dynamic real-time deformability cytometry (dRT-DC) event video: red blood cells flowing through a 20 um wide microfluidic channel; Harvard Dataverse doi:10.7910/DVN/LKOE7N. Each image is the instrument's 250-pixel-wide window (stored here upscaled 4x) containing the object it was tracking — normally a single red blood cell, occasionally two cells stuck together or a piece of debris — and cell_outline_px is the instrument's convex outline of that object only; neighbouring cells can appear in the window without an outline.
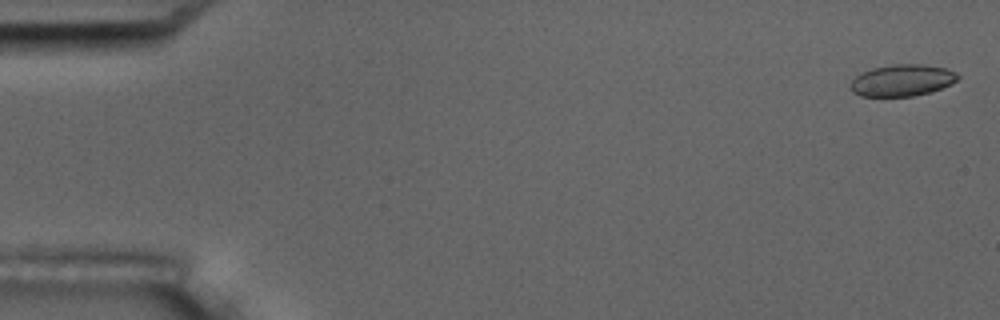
{"species": "common noctule bat (a hibernating species)", "species_latin": "Nyctalus noctula", "temperature_condition": "room temperature", "stored_images_in_passage": 8, "camera_frame_rate_fps": 3000, "um_per_image_px": 0.085, "animal": {"sex": "male", "body_mass_g": 17.5, "forearm_length_mm": 52.3}, "frame": {"image": 1, "passage_image": 1, "time_ms": 0.0, "image_size_px": [1000, 320], "cell_outline_px": [[960, 76], [956, 80], [932, 92], [912, 96], [860, 96], [852, 92], [852, 80], [856, 76], [872, 68], [892, 64], [920, 64], [944, 68], [956, 72]], "centroid_in_image_um": [76.68, 6.83], "position_along_channel_um": 8.3, "area_um2": 19.54}}
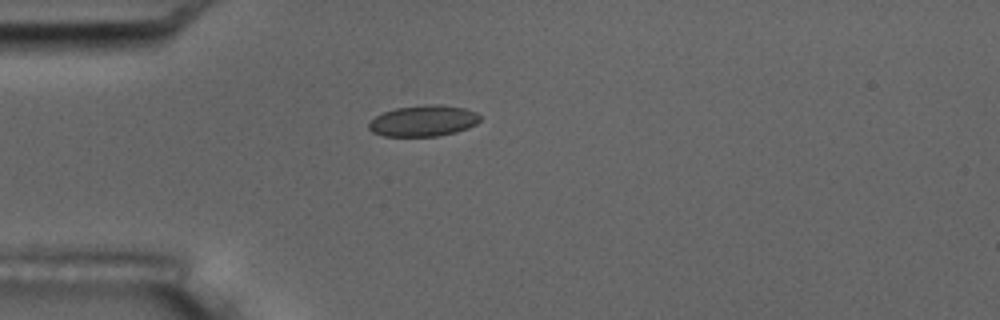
{"frame": {"image": 2, "passage_image": 5, "time_ms": 4.667, "image_size_px": [1000, 320], "cell_outline_px": [[480, 120], [476, 124], [468, 128], [456, 132], [436, 136], [384, 136], [372, 132], [368, 128], [368, 124], [376, 116], [384, 112], [396, 108], [424, 104], [440, 104], [464, 108], [476, 112], [480, 116]], "centroid_in_image_um": [35.99, 10.27], "position_along_channel_um": 49.0, "area_um2": 20.17}}